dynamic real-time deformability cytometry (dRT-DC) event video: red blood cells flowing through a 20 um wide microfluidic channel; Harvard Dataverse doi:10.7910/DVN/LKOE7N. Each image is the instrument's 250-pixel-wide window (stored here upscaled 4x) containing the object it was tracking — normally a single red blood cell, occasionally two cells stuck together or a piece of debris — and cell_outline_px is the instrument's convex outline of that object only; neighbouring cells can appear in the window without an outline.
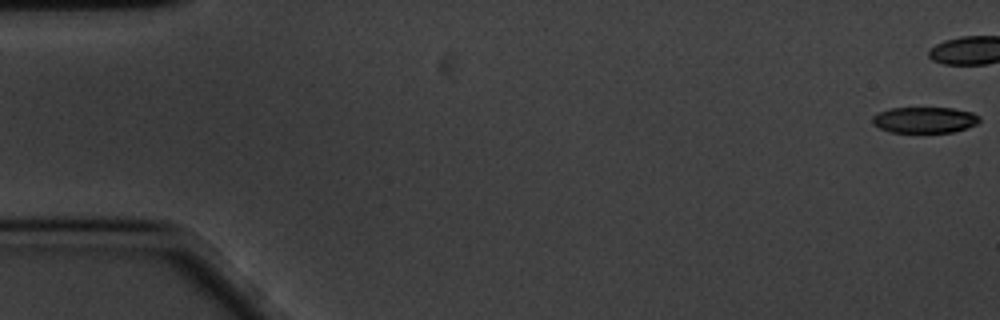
{"species": "common noctule bat (a hibernating species)", "species_latin": "Nyctalus noctula", "temperature_condition": "cold", "stored_images_in_passage": 46, "camera_frame_rate_fps": 3000, "um_per_image_px": 0.085, "animal": {"sex": "male", "body_mass_g": 20.1, "forearm_length_mm": 53.5}, "frame": {"image": 1, "passage_image": 1, "time_ms": 0.0, "image_size_px": [1000, 320], "cell_outline_px": [[980, 120], [976, 124], [952, 132], [892, 132], [880, 128], [872, 124], [872, 116], [880, 112], [892, 108], [952, 108], [972, 112], [980, 116]], "centroid_in_image_um": [78.59, 10.19], "position_along_channel_um": 6.4, "area_um2": 16.07}}